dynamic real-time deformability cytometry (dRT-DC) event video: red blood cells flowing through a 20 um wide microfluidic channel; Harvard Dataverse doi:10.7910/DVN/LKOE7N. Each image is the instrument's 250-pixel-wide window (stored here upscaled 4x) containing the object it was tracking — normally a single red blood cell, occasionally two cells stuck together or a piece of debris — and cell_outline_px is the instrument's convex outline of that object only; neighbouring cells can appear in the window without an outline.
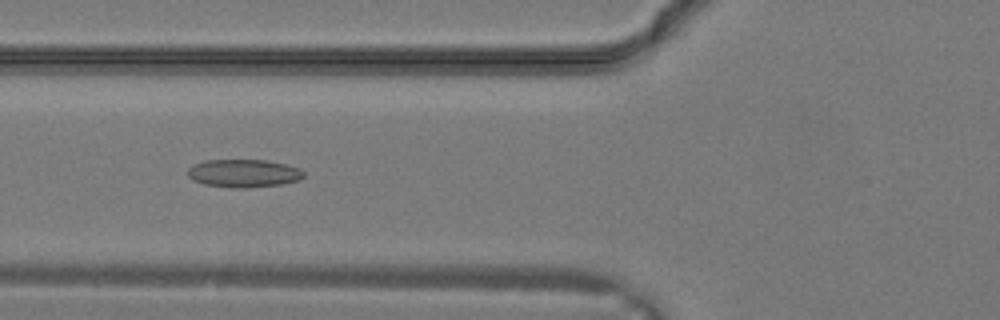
{"species": "common noctule bat (a hibernating species)", "species_latin": "Nyctalus noctula", "temperature_condition": "warm", "stored_images_in_passage": 26, "camera_frame_rate_fps": 3000, "um_per_image_px": 0.085, "animal": {"sex": "male", "body_mass_g": 19.2, "forearm_length_mm": 51.8}, "frame": {"image": 1, "passage_image": 7, "time_ms": 2.0, "image_size_px": [1000, 320], "cell_outline_px": [[304, 176], [300, 180], [280, 184], [244, 188], [232, 188], [204, 184], [192, 180], [188, 176], [188, 168], [192, 164], [204, 160], [268, 160], [288, 164], [300, 168], [304, 172]], "centroid_in_image_um": [20.71, 14.72], "position_along_channel_um": 105.1, "area_um2": 19.13}}
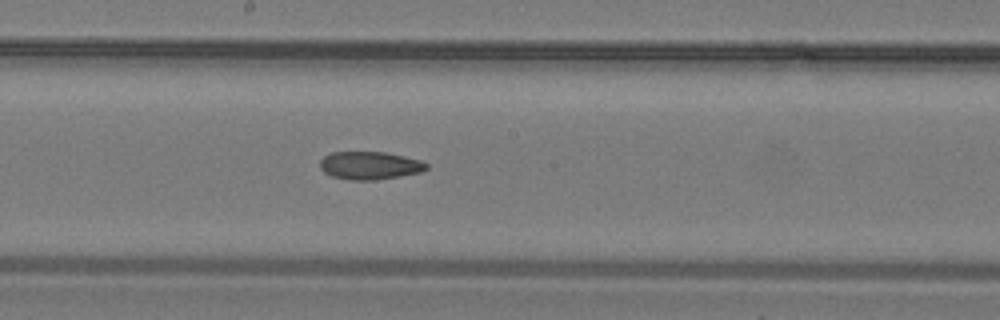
{"frame": {"image": 2, "passage_image": 12, "time_ms": 3.667, "image_size_px": [1000, 320], "cell_outline_px": [[428, 168], [420, 172], [376, 180], [352, 180], [332, 176], [324, 172], [320, 168], [320, 160], [328, 152], [384, 152], [404, 156], [420, 160], [428, 164]], "centroid_in_image_um": [31.4, 14.06], "position_along_channel_um": 216.8, "area_um2": 17.28}}
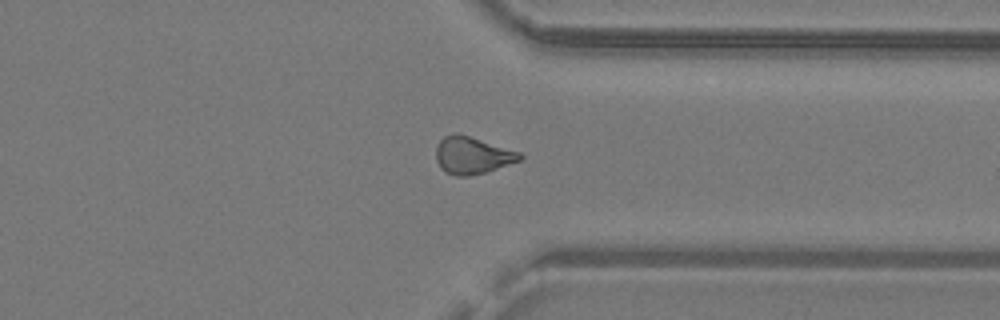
{"frame": {"image": 3, "passage_image": 19, "time_ms": 6.0, "image_size_px": [1000, 320], "cell_outline_px": [[524, 156], [520, 160], [484, 172], [468, 176], [456, 176], [444, 172], [440, 168], [436, 160], [436, 148], [440, 140], [444, 136], [456, 132], [520, 152]], "centroid_in_image_um": [40.1, 13.2], "position_along_channel_um": 371.3, "area_um2": 17.98}}